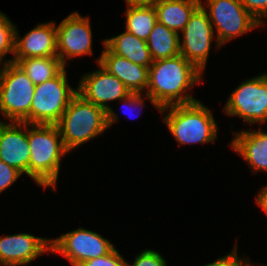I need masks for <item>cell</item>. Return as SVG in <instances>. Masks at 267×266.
Listing matches in <instances>:
<instances>
[{"mask_svg": "<svg viewBox=\"0 0 267 266\" xmlns=\"http://www.w3.org/2000/svg\"><path fill=\"white\" fill-rule=\"evenodd\" d=\"M204 75L181 54L156 60L149 67L146 94L160 108L192 103L199 99L190 94L191 89L203 82Z\"/></svg>", "mask_w": 267, "mask_h": 266, "instance_id": "cell-1", "label": "cell"}, {"mask_svg": "<svg viewBox=\"0 0 267 266\" xmlns=\"http://www.w3.org/2000/svg\"><path fill=\"white\" fill-rule=\"evenodd\" d=\"M29 178L41 188L56 192L62 158L70 153L56 125L28 124Z\"/></svg>", "mask_w": 267, "mask_h": 266, "instance_id": "cell-2", "label": "cell"}, {"mask_svg": "<svg viewBox=\"0 0 267 266\" xmlns=\"http://www.w3.org/2000/svg\"><path fill=\"white\" fill-rule=\"evenodd\" d=\"M212 112L197 100L188 104L166 106L159 113L163 115L162 121L177 144L184 146L215 143L219 126Z\"/></svg>", "mask_w": 267, "mask_h": 266, "instance_id": "cell-3", "label": "cell"}, {"mask_svg": "<svg viewBox=\"0 0 267 266\" xmlns=\"http://www.w3.org/2000/svg\"><path fill=\"white\" fill-rule=\"evenodd\" d=\"M56 126L65 148L72 153L108 130L107 112L77 93Z\"/></svg>", "mask_w": 267, "mask_h": 266, "instance_id": "cell-4", "label": "cell"}, {"mask_svg": "<svg viewBox=\"0 0 267 266\" xmlns=\"http://www.w3.org/2000/svg\"><path fill=\"white\" fill-rule=\"evenodd\" d=\"M67 67L56 77L35 85L29 124L56 125L78 93L68 82Z\"/></svg>", "mask_w": 267, "mask_h": 266, "instance_id": "cell-5", "label": "cell"}, {"mask_svg": "<svg viewBox=\"0 0 267 266\" xmlns=\"http://www.w3.org/2000/svg\"><path fill=\"white\" fill-rule=\"evenodd\" d=\"M222 109L229 118L240 117L247 125L267 124V71L239 83Z\"/></svg>", "mask_w": 267, "mask_h": 266, "instance_id": "cell-6", "label": "cell"}, {"mask_svg": "<svg viewBox=\"0 0 267 266\" xmlns=\"http://www.w3.org/2000/svg\"><path fill=\"white\" fill-rule=\"evenodd\" d=\"M200 5L207 12L216 40L221 47L262 27L240 0H200Z\"/></svg>", "mask_w": 267, "mask_h": 266, "instance_id": "cell-7", "label": "cell"}, {"mask_svg": "<svg viewBox=\"0 0 267 266\" xmlns=\"http://www.w3.org/2000/svg\"><path fill=\"white\" fill-rule=\"evenodd\" d=\"M34 91V83L20 66L14 62L8 63L0 84V121L4 118L9 122L29 124Z\"/></svg>", "mask_w": 267, "mask_h": 266, "instance_id": "cell-8", "label": "cell"}, {"mask_svg": "<svg viewBox=\"0 0 267 266\" xmlns=\"http://www.w3.org/2000/svg\"><path fill=\"white\" fill-rule=\"evenodd\" d=\"M98 69L84 73L78 82L77 92L86 101L99 106L107 112L108 128L119 121V116L109 104L126 98L131 92L116 76L98 63Z\"/></svg>", "mask_w": 267, "mask_h": 266, "instance_id": "cell-9", "label": "cell"}, {"mask_svg": "<svg viewBox=\"0 0 267 266\" xmlns=\"http://www.w3.org/2000/svg\"><path fill=\"white\" fill-rule=\"evenodd\" d=\"M181 34V35H180ZM179 34L180 54L204 74L212 42L215 49L221 48L207 12L200 5L190 16Z\"/></svg>", "mask_w": 267, "mask_h": 266, "instance_id": "cell-10", "label": "cell"}, {"mask_svg": "<svg viewBox=\"0 0 267 266\" xmlns=\"http://www.w3.org/2000/svg\"><path fill=\"white\" fill-rule=\"evenodd\" d=\"M51 253L64 256L71 266L107 255L115 246L98 232L80 227L50 239Z\"/></svg>", "mask_w": 267, "mask_h": 266, "instance_id": "cell-11", "label": "cell"}, {"mask_svg": "<svg viewBox=\"0 0 267 266\" xmlns=\"http://www.w3.org/2000/svg\"><path fill=\"white\" fill-rule=\"evenodd\" d=\"M90 16H82L77 11L71 12L56 25L57 57L66 67L73 58L93 55V35Z\"/></svg>", "mask_w": 267, "mask_h": 266, "instance_id": "cell-12", "label": "cell"}, {"mask_svg": "<svg viewBox=\"0 0 267 266\" xmlns=\"http://www.w3.org/2000/svg\"><path fill=\"white\" fill-rule=\"evenodd\" d=\"M51 238L21 232L0 236V266H27L51 253Z\"/></svg>", "mask_w": 267, "mask_h": 266, "instance_id": "cell-13", "label": "cell"}, {"mask_svg": "<svg viewBox=\"0 0 267 266\" xmlns=\"http://www.w3.org/2000/svg\"><path fill=\"white\" fill-rule=\"evenodd\" d=\"M27 123L0 121V160L29 176Z\"/></svg>", "mask_w": 267, "mask_h": 266, "instance_id": "cell-14", "label": "cell"}, {"mask_svg": "<svg viewBox=\"0 0 267 266\" xmlns=\"http://www.w3.org/2000/svg\"><path fill=\"white\" fill-rule=\"evenodd\" d=\"M56 21L38 23L23 37L17 25L15 30V51L13 59L57 57Z\"/></svg>", "mask_w": 267, "mask_h": 266, "instance_id": "cell-15", "label": "cell"}, {"mask_svg": "<svg viewBox=\"0 0 267 266\" xmlns=\"http://www.w3.org/2000/svg\"><path fill=\"white\" fill-rule=\"evenodd\" d=\"M103 50L96 59L109 73L124 83L131 93H146L148 87L149 68L135 64L125 57L114 54L102 41Z\"/></svg>", "mask_w": 267, "mask_h": 266, "instance_id": "cell-16", "label": "cell"}, {"mask_svg": "<svg viewBox=\"0 0 267 266\" xmlns=\"http://www.w3.org/2000/svg\"><path fill=\"white\" fill-rule=\"evenodd\" d=\"M233 131V139L228 144L250 168V172L267 174V131L266 129Z\"/></svg>", "mask_w": 267, "mask_h": 266, "instance_id": "cell-17", "label": "cell"}, {"mask_svg": "<svg viewBox=\"0 0 267 266\" xmlns=\"http://www.w3.org/2000/svg\"><path fill=\"white\" fill-rule=\"evenodd\" d=\"M153 6L157 21L180 34L200 6V0H157Z\"/></svg>", "mask_w": 267, "mask_h": 266, "instance_id": "cell-18", "label": "cell"}, {"mask_svg": "<svg viewBox=\"0 0 267 266\" xmlns=\"http://www.w3.org/2000/svg\"><path fill=\"white\" fill-rule=\"evenodd\" d=\"M105 45L114 54L125 57L135 64L149 68L153 63L146 41L127 30L116 36L106 38Z\"/></svg>", "mask_w": 267, "mask_h": 266, "instance_id": "cell-19", "label": "cell"}, {"mask_svg": "<svg viewBox=\"0 0 267 266\" xmlns=\"http://www.w3.org/2000/svg\"><path fill=\"white\" fill-rule=\"evenodd\" d=\"M153 61L180 54L179 34L160 22H156L146 40Z\"/></svg>", "mask_w": 267, "mask_h": 266, "instance_id": "cell-20", "label": "cell"}, {"mask_svg": "<svg viewBox=\"0 0 267 266\" xmlns=\"http://www.w3.org/2000/svg\"><path fill=\"white\" fill-rule=\"evenodd\" d=\"M13 62L20 66L34 85L51 80L66 68L58 57L13 59Z\"/></svg>", "mask_w": 267, "mask_h": 266, "instance_id": "cell-21", "label": "cell"}, {"mask_svg": "<svg viewBox=\"0 0 267 266\" xmlns=\"http://www.w3.org/2000/svg\"><path fill=\"white\" fill-rule=\"evenodd\" d=\"M124 15L125 30L146 41L157 22L154 6H127Z\"/></svg>", "mask_w": 267, "mask_h": 266, "instance_id": "cell-22", "label": "cell"}, {"mask_svg": "<svg viewBox=\"0 0 267 266\" xmlns=\"http://www.w3.org/2000/svg\"><path fill=\"white\" fill-rule=\"evenodd\" d=\"M15 30L16 24L0 10V58L6 60V55L12 54L9 63L13 62L14 57Z\"/></svg>", "mask_w": 267, "mask_h": 266, "instance_id": "cell-23", "label": "cell"}, {"mask_svg": "<svg viewBox=\"0 0 267 266\" xmlns=\"http://www.w3.org/2000/svg\"><path fill=\"white\" fill-rule=\"evenodd\" d=\"M238 239H236V243L233 246V249L230 250L231 252H227L226 255L219 256L218 259L204 264L203 266H251L252 262L245 254L242 253L241 255L238 254Z\"/></svg>", "mask_w": 267, "mask_h": 266, "instance_id": "cell-24", "label": "cell"}, {"mask_svg": "<svg viewBox=\"0 0 267 266\" xmlns=\"http://www.w3.org/2000/svg\"><path fill=\"white\" fill-rule=\"evenodd\" d=\"M148 99V101L151 102V104L160 112L161 108L155 103V101L148 96L146 93H130L126 98L121 99L120 103L122 104V107H126L127 108V112L126 110H124L125 114H128V116L130 115L129 111H135L136 109H140L139 115H141V111L143 110L144 107H146V100ZM123 107V108H124ZM138 109V110H139ZM137 114V113H136ZM139 115L137 114V116L139 117ZM127 117V116H126ZM130 117V116H129ZM134 117V116H133ZM136 117V116H135Z\"/></svg>", "mask_w": 267, "mask_h": 266, "instance_id": "cell-25", "label": "cell"}, {"mask_svg": "<svg viewBox=\"0 0 267 266\" xmlns=\"http://www.w3.org/2000/svg\"><path fill=\"white\" fill-rule=\"evenodd\" d=\"M134 257L132 264L127 261V266H168L166 259L154 249H144Z\"/></svg>", "mask_w": 267, "mask_h": 266, "instance_id": "cell-26", "label": "cell"}, {"mask_svg": "<svg viewBox=\"0 0 267 266\" xmlns=\"http://www.w3.org/2000/svg\"><path fill=\"white\" fill-rule=\"evenodd\" d=\"M79 266H127V260L114 247L107 255L89 259Z\"/></svg>", "mask_w": 267, "mask_h": 266, "instance_id": "cell-27", "label": "cell"}, {"mask_svg": "<svg viewBox=\"0 0 267 266\" xmlns=\"http://www.w3.org/2000/svg\"><path fill=\"white\" fill-rule=\"evenodd\" d=\"M244 8L263 26L267 24V0H240ZM265 24V25H264Z\"/></svg>", "mask_w": 267, "mask_h": 266, "instance_id": "cell-28", "label": "cell"}, {"mask_svg": "<svg viewBox=\"0 0 267 266\" xmlns=\"http://www.w3.org/2000/svg\"><path fill=\"white\" fill-rule=\"evenodd\" d=\"M23 174L0 160V193L11 187Z\"/></svg>", "mask_w": 267, "mask_h": 266, "instance_id": "cell-29", "label": "cell"}, {"mask_svg": "<svg viewBox=\"0 0 267 266\" xmlns=\"http://www.w3.org/2000/svg\"><path fill=\"white\" fill-rule=\"evenodd\" d=\"M255 203L267 216V184L259 189L258 195L255 197Z\"/></svg>", "mask_w": 267, "mask_h": 266, "instance_id": "cell-30", "label": "cell"}, {"mask_svg": "<svg viewBox=\"0 0 267 266\" xmlns=\"http://www.w3.org/2000/svg\"><path fill=\"white\" fill-rule=\"evenodd\" d=\"M126 6H152L157 0H124Z\"/></svg>", "mask_w": 267, "mask_h": 266, "instance_id": "cell-31", "label": "cell"}, {"mask_svg": "<svg viewBox=\"0 0 267 266\" xmlns=\"http://www.w3.org/2000/svg\"><path fill=\"white\" fill-rule=\"evenodd\" d=\"M8 63H9L8 59L4 60V59L0 58V84H1V81H2L4 70H5V68H6Z\"/></svg>", "mask_w": 267, "mask_h": 266, "instance_id": "cell-32", "label": "cell"}, {"mask_svg": "<svg viewBox=\"0 0 267 266\" xmlns=\"http://www.w3.org/2000/svg\"><path fill=\"white\" fill-rule=\"evenodd\" d=\"M258 265H260V266H266V265H264V264H263V265H262V264H258ZM251 266H254V265H253V262H252Z\"/></svg>", "mask_w": 267, "mask_h": 266, "instance_id": "cell-33", "label": "cell"}]
</instances>
